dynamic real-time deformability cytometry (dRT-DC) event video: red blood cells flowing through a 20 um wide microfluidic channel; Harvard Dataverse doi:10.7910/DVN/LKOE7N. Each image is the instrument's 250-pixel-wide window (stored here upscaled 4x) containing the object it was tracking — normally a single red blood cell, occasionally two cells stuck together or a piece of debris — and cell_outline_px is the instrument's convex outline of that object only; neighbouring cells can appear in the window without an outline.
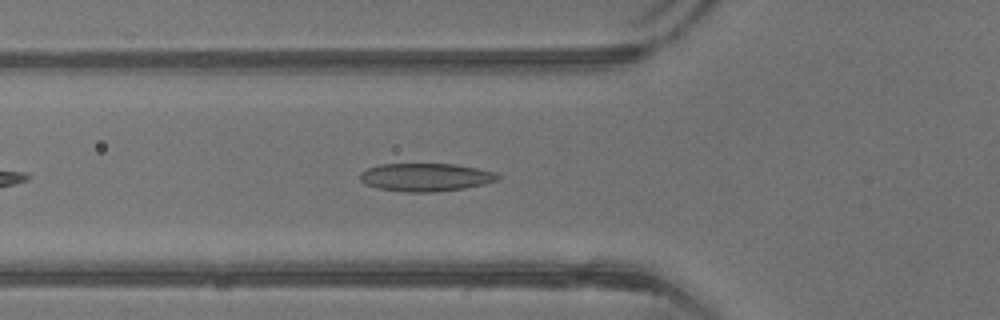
{"species": "common noctule bat (a hibernating species)", "species_latin": "Nyctalus noctula", "temperature_condition": "warm", "stored_images_in_passage": 20, "camera_frame_rate_fps": 3000, "um_per_image_px": 0.085, "animal": {"sex": "male", "body_mass_g": 13.3}, "frame": {"image": 1, "passage_image": 5, "time_ms": 1.333, "image_size_px": [1000, 320], "cell_outline_px": [[500, 176], [496, 180], [484, 184], [464, 188], [432, 192], [408, 192], [376, 188], [364, 184], [360, 180], [360, 172], [368, 168], [380, 164], [456, 164], [496, 172]], "centroid_in_image_um": [36.15, 15.06], "position_along_channel_um": 89.7, "area_um2": 22.48}}
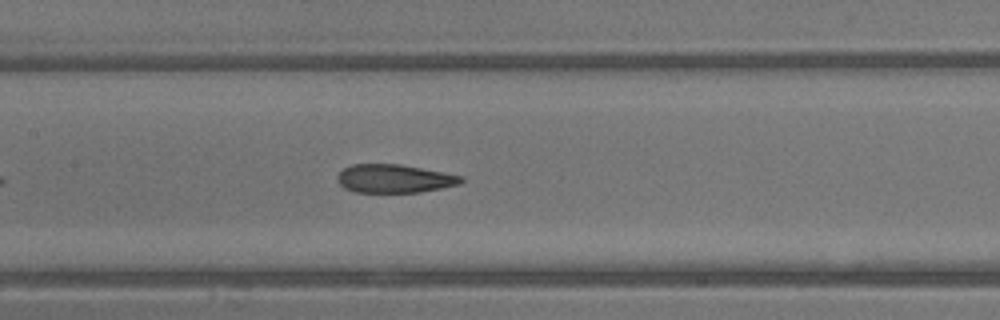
{"frame": {"image": 2, "passage_image": 10, "time_ms": 3.0, "image_size_px": [1000, 320], "cell_outline_px": [[464, 180], [460, 184], [420, 192], [356, 192], [344, 188], [336, 180], [336, 176], [344, 168], [352, 164], [400, 164], [444, 172], [464, 176]], "centroid_in_image_um": [33.52, 15.18], "position_along_channel_um": 173.9, "area_um2": 20.52}}
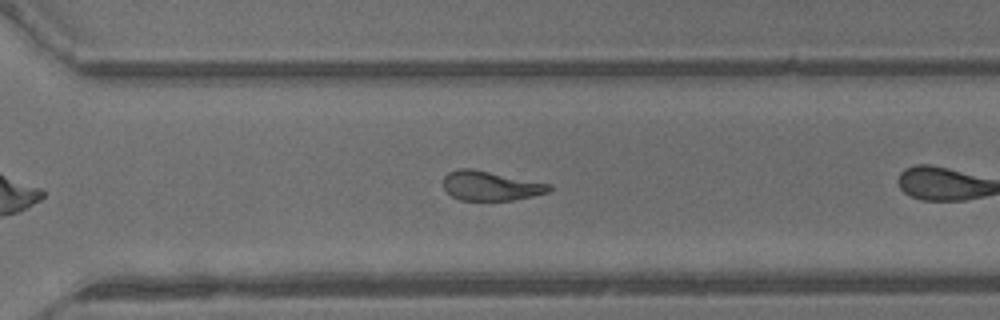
{"frame": {"image": 3, "passage_image": 17, "time_ms": 5.333, "image_size_px": [1000, 320], "cell_outline_px": [[552, 188], [548, 192], [532, 196], [512, 200], [460, 200], [452, 196], [444, 188], [444, 176], [448, 172], [460, 168], [472, 168], [552, 184]], "centroid_in_image_um": [41.7, 15.78], "position_along_channel_um": 328.9, "area_um2": 18.15}}